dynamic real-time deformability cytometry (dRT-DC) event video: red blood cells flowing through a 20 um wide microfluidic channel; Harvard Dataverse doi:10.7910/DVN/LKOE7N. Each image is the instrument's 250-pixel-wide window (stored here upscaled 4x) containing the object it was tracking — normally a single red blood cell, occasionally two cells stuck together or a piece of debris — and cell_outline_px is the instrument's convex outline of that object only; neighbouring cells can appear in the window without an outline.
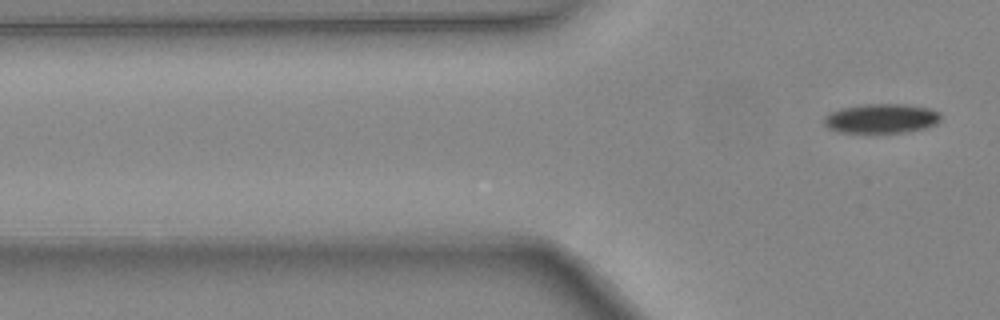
{"species": "common noctule bat (a hibernating species)", "species_latin": "Nyctalus noctula", "temperature_condition": "warm", "stored_images_in_passage": 7, "segment_of_instrument_passage": [2, 2], "camera_frame_rate_fps": 3000, "um_per_image_px": 0.085, "animal": {"sex": "female", "body_mass_g": 24.6, "forearm_length_mm": 56.2}, "frame": {"image": 1, "passage_image": 7, "time_ms": 2.0, "image_size_px": [1000, 320], "cell_outline_px": [[940, 120], [936, 124], [924, 128], [904, 132], [868, 136], [840, 132], [828, 128], [824, 124], [824, 116], [840, 108], [860, 104], [904, 104], [928, 108], [940, 112]], "centroid_in_image_um": [74.86, 10.11], "position_along_channel_um": 50.9, "area_um2": 20.87}}